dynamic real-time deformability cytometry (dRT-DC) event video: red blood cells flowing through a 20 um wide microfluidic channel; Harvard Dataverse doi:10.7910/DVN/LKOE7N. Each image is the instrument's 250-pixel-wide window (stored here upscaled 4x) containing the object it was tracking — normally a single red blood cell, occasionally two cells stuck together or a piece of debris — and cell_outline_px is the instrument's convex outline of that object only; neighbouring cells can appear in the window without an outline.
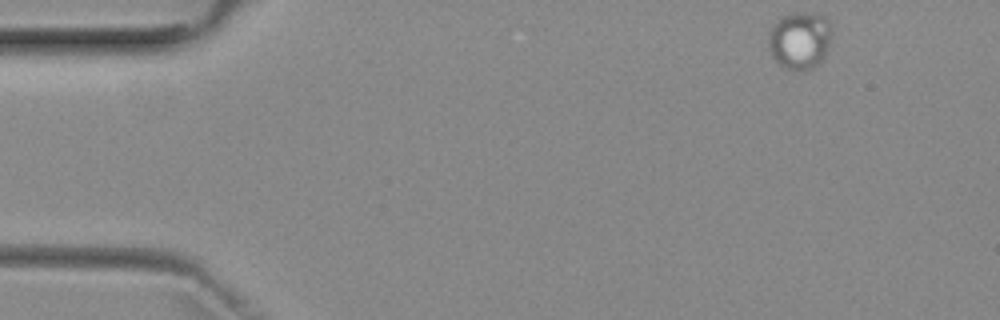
{"species": "common noctule bat (a hibernating species)", "species_latin": "Nyctalus noctula", "temperature_condition": "room temperature", "stored_images_in_passage": 4, "camera_frame_rate_fps": 3000, "um_per_image_px": 0.085, "animal": {"sex": "female", "body_mass_g": 29.2, "forearm_length_mm": 56.3}, "frame": {"image": 1, "passage_image": 1, "time_ms": 0.0, "image_size_px": [1000, 320], "cell_outline_px": [[832, 28], [828, 44], [824, 56], [820, 64], [804, 72], [784, 68], [772, 56], [768, 48], [768, 32], [772, 24], [780, 16], [792, 12], [816, 12], [824, 16], [828, 20]], "centroid_in_image_um": [67.95, 3.4], "position_along_channel_um": 17.0, "area_um2": 21.79}}
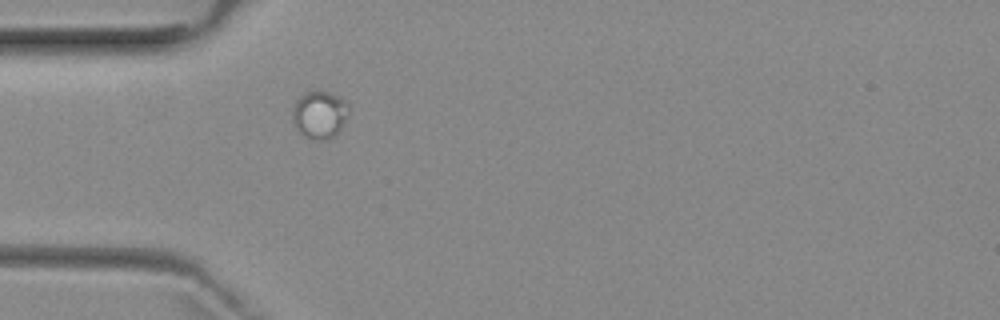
{"frame": {"image": 2, "passage_image": 4, "time_ms": 3.667, "image_size_px": [1000, 320], "cell_outline_px": [[348, 112], [336, 136], [328, 140], [316, 140], [300, 132], [292, 116], [292, 108], [296, 100], [300, 96], [308, 92], [320, 88], [340, 96], [348, 104]], "centroid_in_image_um": [27.18, 9.7], "position_along_channel_um": 57.8, "area_um2": 15.61}}